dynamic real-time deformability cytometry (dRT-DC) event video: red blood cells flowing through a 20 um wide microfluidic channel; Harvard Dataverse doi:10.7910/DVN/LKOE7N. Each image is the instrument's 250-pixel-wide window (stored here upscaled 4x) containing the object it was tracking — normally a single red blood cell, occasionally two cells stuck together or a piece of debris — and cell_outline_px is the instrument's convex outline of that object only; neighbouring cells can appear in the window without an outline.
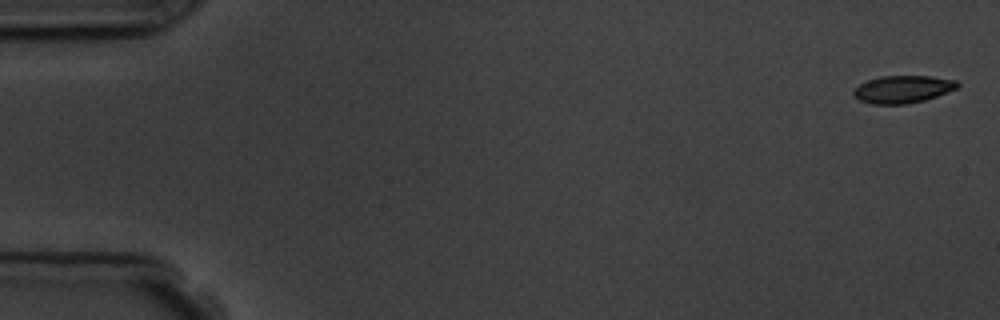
{"species": "common noctule bat (a hibernating species)", "species_latin": "Nyctalus noctula", "temperature_condition": "room temperature", "stored_images_in_passage": 6, "segment_of_instrument_passage": [2, 2], "camera_frame_rate_fps": 3000, "um_per_image_px": 0.085, "animal": {"sex": "male", "body_mass_g": 19.5, "forearm_length_mm": 54.6}, "frame": {"image": 1, "passage_image": 6, "time_ms": 6.667, "image_size_px": [1000, 320], "cell_outline_px": [[960, 84], [956, 88], [936, 96], [924, 100], [904, 104], [872, 104], [860, 100], [852, 96], [852, 92], [860, 84], [868, 80], [880, 76], [932, 76], [956, 80]], "centroid_in_image_um": [76.71, 7.58], "position_along_channel_um": 8.3, "area_um2": 16.53}}